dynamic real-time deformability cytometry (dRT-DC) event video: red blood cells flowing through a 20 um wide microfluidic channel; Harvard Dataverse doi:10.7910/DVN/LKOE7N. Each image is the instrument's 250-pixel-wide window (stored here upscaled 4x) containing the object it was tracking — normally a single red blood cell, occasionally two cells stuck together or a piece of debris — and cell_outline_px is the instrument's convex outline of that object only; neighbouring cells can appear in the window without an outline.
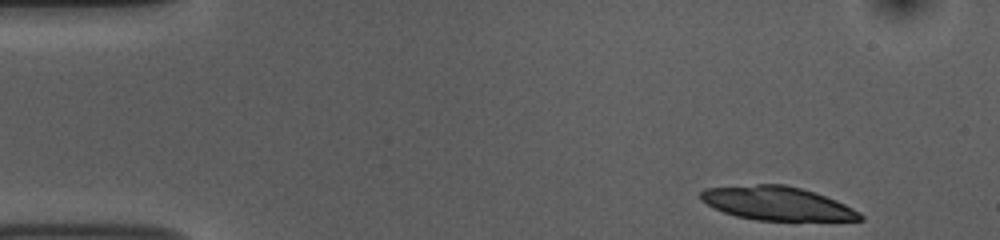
{"species": "common noctule bat (a hibernating species)", "species_latin": "Nyctalus noctula", "temperature_condition": "room temperature", "stored_images_in_passage": 15, "camera_frame_rate_fps": 3000, "um_per_image_px": 0.085, "animal": {"sex": "female", "body_mass_g": 10.0, "forearm_length_mm": 53.1}, "frame": {"image": 1, "passage_image": 1, "time_ms": 0.0, "image_size_px": [1000, 240], "cell_outline_px": [[864, 220], [756, 220], [736, 216], [724, 212], [700, 200], [700, 192], [704, 188], [756, 184], [784, 184], [800, 188], [836, 200], [860, 212], [864, 216]], "centroid_in_image_um": [66.03, 17.28], "position_along_channel_um": 19.0, "area_um2": 30.98}}